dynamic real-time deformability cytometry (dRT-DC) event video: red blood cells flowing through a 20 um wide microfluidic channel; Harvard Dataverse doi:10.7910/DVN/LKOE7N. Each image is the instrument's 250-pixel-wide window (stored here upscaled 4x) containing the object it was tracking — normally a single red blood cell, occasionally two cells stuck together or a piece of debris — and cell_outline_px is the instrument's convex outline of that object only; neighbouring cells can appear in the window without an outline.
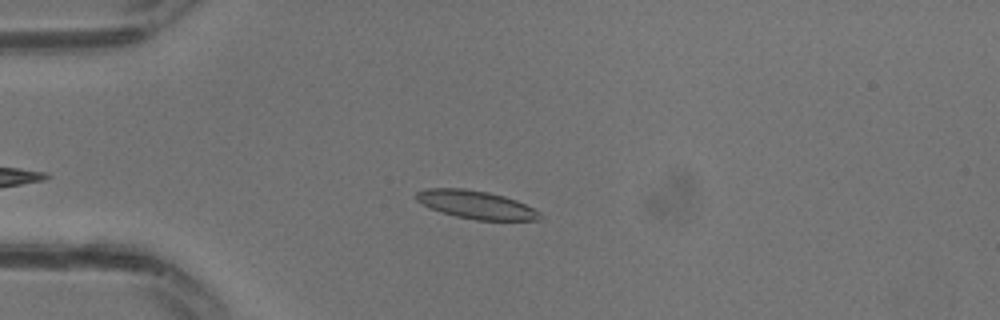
{"species": "common noctule bat (a hibernating species)", "species_latin": "Nyctalus noctula", "temperature_condition": "warm", "stored_images_in_passage": 22, "camera_frame_rate_fps": 3000, "um_per_image_px": 0.085, "animal": {"sex": "male", "body_mass_g": 13.3}, "frame": {"image": 1, "passage_image": 9, "time_ms": 2.667, "image_size_px": [1000, 320], "cell_outline_px": [[540, 220], [476, 220], [456, 216], [432, 208], [416, 200], [416, 192], [424, 188], [464, 188], [488, 192], [504, 196], [516, 200], [540, 212]], "centroid_in_image_um": [40.46, 17.39], "position_along_channel_um": 44.5, "area_um2": 20.0}}
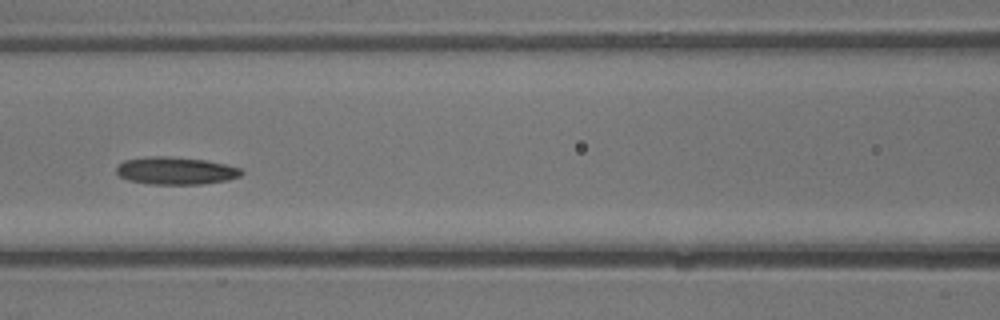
{"frame": {"image": 2, "passage_image": 15, "time_ms": 4.667, "image_size_px": [1000, 320], "cell_outline_px": [[244, 172], [240, 176], [228, 180], [200, 184], [148, 184], [128, 180], [120, 176], [116, 172], [116, 168], [124, 160], [148, 156], [168, 156], [204, 160], [224, 164], [240, 168]], "centroid_in_image_um": [14.92, 14.51], "position_along_channel_um": 151.7, "area_um2": 20.0}}
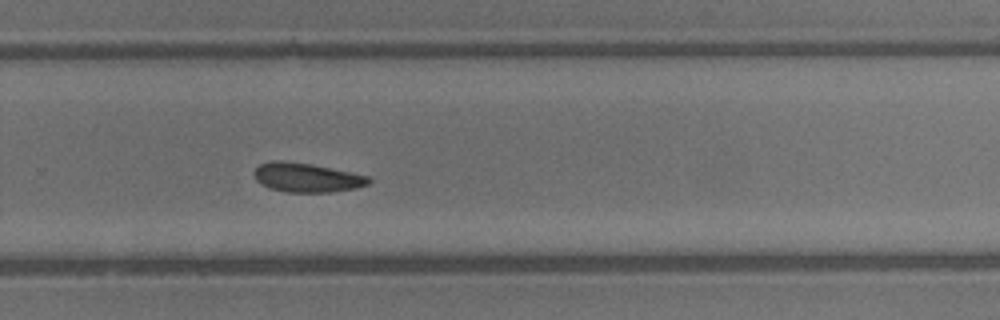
{"frame": {"image": 3, "passage_image": 22, "time_ms": 7.0, "image_size_px": [1000, 320], "cell_outline_px": [[372, 180], [368, 184], [356, 188], [332, 192], [284, 192], [268, 188], [260, 184], [256, 180], [252, 172], [260, 164], [272, 160], [280, 160], [312, 164], [368, 176]], "centroid_in_image_um": [26.03, 15.09], "position_along_channel_um": 303.8, "area_um2": 19.59}}